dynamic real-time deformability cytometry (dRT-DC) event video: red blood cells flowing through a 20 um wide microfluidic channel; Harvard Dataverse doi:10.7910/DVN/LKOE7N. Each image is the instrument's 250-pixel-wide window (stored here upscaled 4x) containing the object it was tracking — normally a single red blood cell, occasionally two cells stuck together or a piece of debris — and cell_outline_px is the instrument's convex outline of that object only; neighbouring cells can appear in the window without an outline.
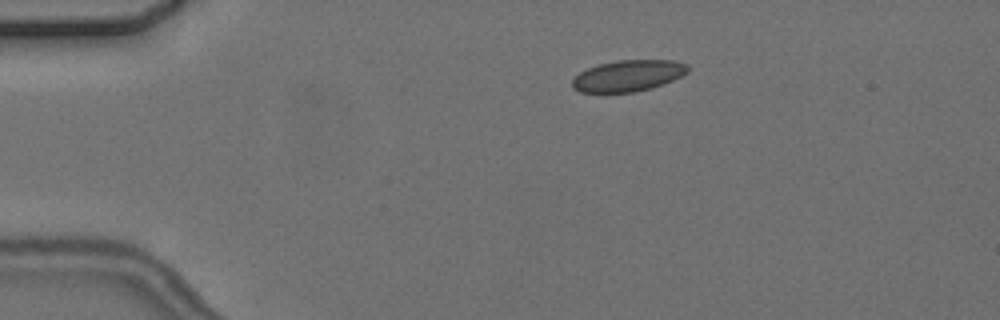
{"species": "common noctule bat (a hibernating species)", "species_latin": "Nyctalus noctula", "temperature_condition": "cold", "stored_images_in_passage": 13, "camera_frame_rate_fps": 3000, "um_per_image_px": 0.085, "animal": {"sex": "female", "body_mass_g": 24.6, "forearm_length_mm": 56.2}, "frame": {"image": 1, "passage_image": 1, "time_ms": 0.0, "image_size_px": [1000, 320], "cell_outline_px": [[688, 72], [672, 80], [652, 88], [632, 92], [580, 92], [572, 88], [572, 80], [580, 72], [588, 68], [600, 64], [616, 60], [672, 60], [688, 64]], "centroid_in_image_um": [53.38, 6.43], "position_along_channel_um": 31.6, "area_um2": 20.92}}
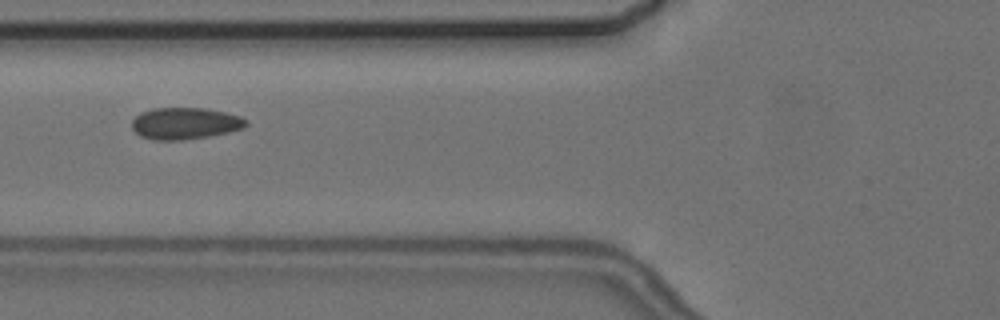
{"frame": {"image": 2, "passage_image": 4, "time_ms": 3.667, "image_size_px": [1000, 320], "cell_outline_px": [[248, 124], [244, 128], [228, 132], [208, 136], [184, 140], [152, 140], [140, 136], [132, 128], [132, 120], [140, 112], [152, 108], [204, 108], [224, 112], [240, 116], [248, 120]], "centroid_in_image_um": [15.72, 10.49], "position_along_channel_um": 110.1, "area_um2": 21.21}}
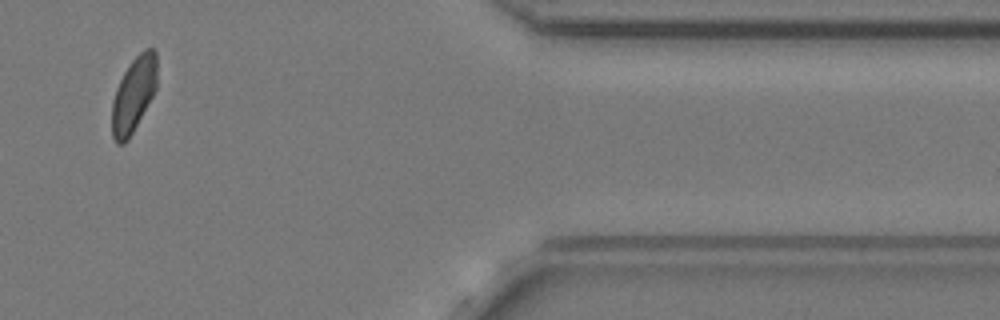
{"frame": {"image": 3, "passage_image": 11, "time_ms": 12.667, "image_size_px": [1000, 320], "cell_outline_px": [[156, 88], [152, 96], [128, 140], [124, 144], [116, 144], [112, 136], [112, 100], [116, 88], [128, 64], [144, 48], [152, 48], [156, 52]], "centroid_in_image_um": [11.34, 8.03], "position_along_channel_um": 400.1, "area_um2": 19.59}}